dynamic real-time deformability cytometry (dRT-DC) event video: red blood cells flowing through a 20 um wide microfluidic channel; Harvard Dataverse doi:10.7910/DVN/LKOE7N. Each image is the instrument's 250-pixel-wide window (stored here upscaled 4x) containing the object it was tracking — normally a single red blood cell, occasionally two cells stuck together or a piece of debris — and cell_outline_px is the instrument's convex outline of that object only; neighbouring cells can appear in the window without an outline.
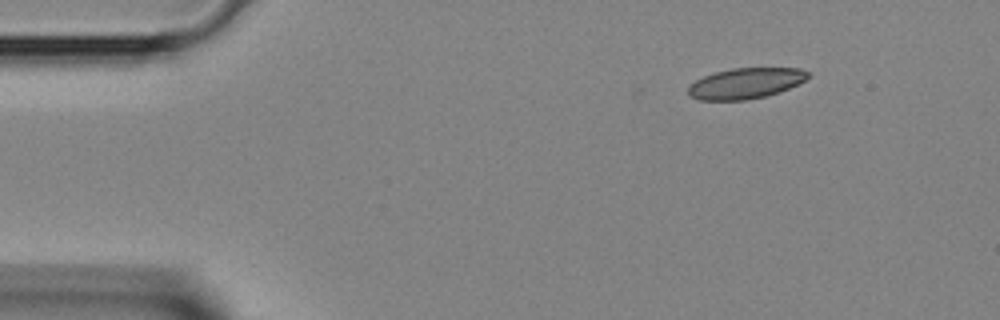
{"species": "Egyptian fruit bat (a non-hibernating species)", "species_latin": "Rousettus aegyptiacus", "temperature_condition": "room temperature", "stored_images_in_passage": 3, "camera_frame_rate_fps": 3000, "um_per_image_px": 0.085, "animal": {"sex": "female"}, "frame": {"image": 1, "passage_image": 3, "time_ms": 0.667, "image_size_px": [1000, 320], "cell_outline_px": [[808, 76], [804, 80], [788, 88], [764, 96], [744, 100], [700, 100], [688, 96], [688, 84], [704, 76], [716, 72], [732, 68], [800, 68], [808, 72]], "centroid_in_image_um": [63.3, 7.08], "position_along_channel_um": 21.7, "area_um2": 21.15}}